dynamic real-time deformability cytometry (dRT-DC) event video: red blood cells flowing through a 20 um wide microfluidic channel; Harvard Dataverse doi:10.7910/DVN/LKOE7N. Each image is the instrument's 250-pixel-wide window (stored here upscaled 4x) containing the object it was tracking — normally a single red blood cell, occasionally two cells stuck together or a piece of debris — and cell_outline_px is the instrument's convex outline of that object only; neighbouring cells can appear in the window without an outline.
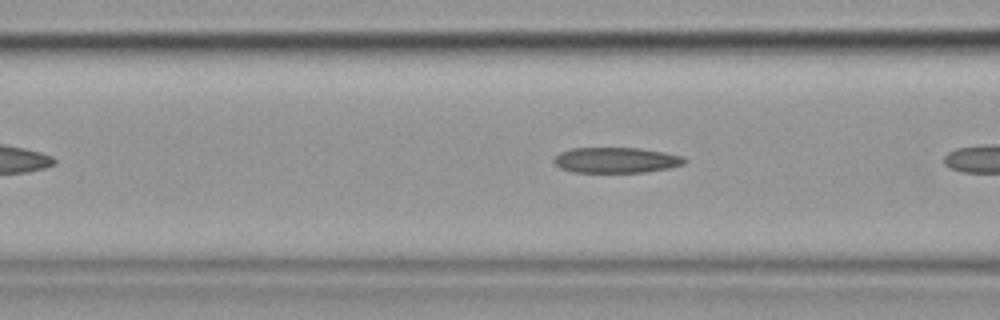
{"species": "common noctule bat (a hibernating species)", "species_latin": "Nyctalus noctula", "temperature_condition": "cold", "stored_images_in_passage": 16, "camera_frame_rate_fps": 3000, "um_per_image_px": 0.085, "animal": {"sex": "female", "body_mass_g": 19.9}, "frame": {"image": 1, "passage_image": 5, "time_ms": 1.333, "image_size_px": [1000, 320], "cell_outline_px": [[688, 160], [684, 164], [672, 168], [644, 172], [572, 172], [560, 168], [552, 160], [560, 152], [572, 148], [640, 148], [664, 152], [684, 156]], "centroid_in_image_um": [52.41, 13.61], "position_along_channel_um": 114.2, "area_um2": 19.59}}